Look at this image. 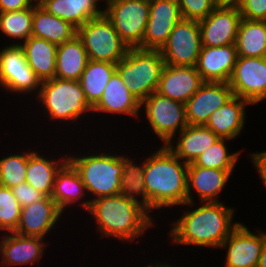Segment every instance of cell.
<instances>
[{"mask_svg": "<svg viewBox=\"0 0 266 267\" xmlns=\"http://www.w3.org/2000/svg\"><path fill=\"white\" fill-rule=\"evenodd\" d=\"M35 100V101H34ZM38 104V105H37ZM33 105V106H31ZM35 106V107H34ZM30 109H33L30 111L25 110L26 114H31V116L33 117V120L36 118L37 120H40V118L37 119V117H39L38 115H40L41 117V122L43 123L47 121L46 123H43L45 125H53L51 127H53V129L55 128L57 131L54 133V135L56 134V136H53V139H62L63 142L65 143V138L69 139V141H73L71 139V137L73 136L75 138V132L77 131L78 138L76 137V140L79 141V144L81 141H83L82 138L85 139H89L87 137L88 133H92V130L89 131L90 126H86V124L88 123H94L93 118V113H92V109L93 107L88 103L85 93L81 87V83L80 81H75V80H64V79H59L57 77L52 78V79H48V80H44L41 81V86H40V90L38 95L33 99V101L31 102V104L29 105ZM36 109V110H35ZM39 109V110H38ZM40 111V112H39ZM42 112V113H41ZM35 113V114H34ZM37 113V115H36ZM43 114V115H42ZM42 117L45 118L42 121ZM87 117V118H86ZM83 118V119H82ZM82 119V120H81ZM86 120V121H85ZM91 121V122H90ZM58 122V123H57ZM86 122V123H85ZM55 123V127L54 124ZM82 123L83 124V128H88L85 129L84 131H82V133L79 134L78 132L82 130ZM59 124V125H58ZM81 124V125H80ZM65 126V127H64ZM71 126V127H68ZM61 127V128H60ZM64 127V129H62ZM77 129H76V128ZM81 127V128H80ZM67 128V130H66ZM70 128V129H69ZM78 129H80L78 131ZM71 130V132L69 131ZM73 130V131H72ZM76 130V131H75ZM60 131V133L58 132ZM63 131V132H61ZM69 132L70 134V138L64 137V135H68V133L66 134L65 132ZM74 132V133H72ZM63 135L64 138H62V136L60 137L59 135ZM73 134V135H71ZM87 137V138H85ZM81 139V141L79 140Z\"/></svg>", "mask_w": 266, "mask_h": 267, "instance_id": "7a4b0ae2", "label": "cell"}, {"mask_svg": "<svg viewBox=\"0 0 266 267\" xmlns=\"http://www.w3.org/2000/svg\"><path fill=\"white\" fill-rule=\"evenodd\" d=\"M182 18L177 0H150L146 30L143 42L138 48L160 50Z\"/></svg>", "mask_w": 266, "mask_h": 267, "instance_id": "d6986e66", "label": "cell"}, {"mask_svg": "<svg viewBox=\"0 0 266 267\" xmlns=\"http://www.w3.org/2000/svg\"><path fill=\"white\" fill-rule=\"evenodd\" d=\"M231 141L227 138H219L209 149L200 154L193 164L208 169H237V164H239L240 157L244 152L240 149H237L238 151L233 150L234 152L231 151V147L229 148L232 145Z\"/></svg>", "mask_w": 266, "mask_h": 267, "instance_id": "e575fe53", "label": "cell"}, {"mask_svg": "<svg viewBox=\"0 0 266 267\" xmlns=\"http://www.w3.org/2000/svg\"><path fill=\"white\" fill-rule=\"evenodd\" d=\"M172 259H174L173 258V256H172V258H170V259H168L167 258V260H165V261H162V260H155L154 258H153V260H152V257H151V259L149 260V261H151L150 263L148 262V264H145V266H143L144 264H142L141 266L142 267H185L184 265L185 264H181L180 266L179 265H177V263H176V261L175 262H173V261H171ZM155 260V261H154ZM154 261V262H153ZM174 263H175V265H174ZM183 265V266H182ZM188 267V266H187ZM190 267V266H189ZM196 267V266H195Z\"/></svg>", "mask_w": 266, "mask_h": 267, "instance_id": "7bdbcfd3", "label": "cell"}, {"mask_svg": "<svg viewBox=\"0 0 266 267\" xmlns=\"http://www.w3.org/2000/svg\"><path fill=\"white\" fill-rule=\"evenodd\" d=\"M258 267H266V230L264 229V245L259 258Z\"/></svg>", "mask_w": 266, "mask_h": 267, "instance_id": "ee69618b", "label": "cell"}, {"mask_svg": "<svg viewBox=\"0 0 266 267\" xmlns=\"http://www.w3.org/2000/svg\"><path fill=\"white\" fill-rule=\"evenodd\" d=\"M184 19L200 21L218 5L216 0H177Z\"/></svg>", "mask_w": 266, "mask_h": 267, "instance_id": "74e56055", "label": "cell"}, {"mask_svg": "<svg viewBox=\"0 0 266 267\" xmlns=\"http://www.w3.org/2000/svg\"><path fill=\"white\" fill-rule=\"evenodd\" d=\"M102 138L104 137L99 138V140L101 139L100 141L96 138V144L92 141H90V144H88L89 142H86V140L83 141V147L78 145V147L80 146V150L73 147V142V149L68 146L69 144H67V149H70L69 152H67L68 161L78 171L82 182L85 185L90 201L100 197L117 195L120 192V182L124 166V149H120L122 146L119 144L122 141H119L116 144L113 142L114 145L119 146L117 148V146H114L109 139L106 141L107 138ZM104 140L107 142V145L102 143V141L105 142ZM108 144L109 146L110 144L112 146L109 147ZM89 145L91 146L89 147ZM107 146L109 149H107ZM83 148L85 150L82 151Z\"/></svg>", "mask_w": 266, "mask_h": 267, "instance_id": "5b68a950", "label": "cell"}, {"mask_svg": "<svg viewBox=\"0 0 266 267\" xmlns=\"http://www.w3.org/2000/svg\"><path fill=\"white\" fill-rule=\"evenodd\" d=\"M204 83L196 66L165 65L156 92L185 104Z\"/></svg>", "mask_w": 266, "mask_h": 267, "instance_id": "603a6c76", "label": "cell"}, {"mask_svg": "<svg viewBox=\"0 0 266 267\" xmlns=\"http://www.w3.org/2000/svg\"><path fill=\"white\" fill-rule=\"evenodd\" d=\"M88 62L89 57L82 40L75 35L57 47L55 77L78 81Z\"/></svg>", "mask_w": 266, "mask_h": 267, "instance_id": "f1b7e54d", "label": "cell"}, {"mask_svg": "<svg viewBox=\"0 0 266 267\" xmlns=\"http://www.w3.org/2000/svg\"><path fill=\"white\" fill-rule=\"evenodd\" d=\"M248 161L251 162L254 170H257L258 179L263 183L264 188L266 189V150L263 151H254L248 152Z\"/></svg>", "mask_w": 266, "mask_h": 267, "instance_id": "60d3db41", "label": "cell"}, {"mask_svg": "<svg viewBox=\"0 0 266 267\" xmlns=\"http://www.w3.org/2000/svg\"><path fill=\"white\" fill-rule=\"evenodd\" d=\"M225 202H186L172 209L167 217L168 242L174 247L192 246V248L219 250L221 244L242 222L235 221L236 206ZM227 205V206H226ZM182 212H181V210ZM184 208V209H183ZM194 208V209H193ZM177 209V212H175ZM179 209V210H178ZM236 211V212H235ZM179 213L180 216H179ZM179 217V218H178ZM176 218V219H175ZM176 245V246H175ZM179 246V247H178ZM204 247V248H203Z\"/></svg>", "mask_w": 266, "mask_h": 267, "instance_id": "6da1fadb", "label": "cell"}, {"mask_svg": "<svg viewBox=\"0 0 266 267\" xmlns=\"http://www.w3.org/2000/svg\"><path fill=\"white\" fill-rule=\"evenodd\" d=\"M40 6L78 28L103 14L104 0H46Z\"/></svg>", "mask_w": 266, "mask_h": 267, "instance_id": "4316f807", "label": "cell"}, {"mask_svg": "<svg viewBox=\"0 0 266 267\" xmlns=\"http://www.w3.org/2000/svg\"><path fill=\"white\" fill-rule=\"evenodd\" d=\"M236 5L242 18L266 21V0H238Z\"/></svg>", "mask_w": 266, "mask_h": 267, "instance_id": "f35d334b", "label": "cell"}, {"mask_svg": "<svg viewBox=\"0 0 266 267\" xmlns=\"http://www.w3.org/2000/svg\"><path fill=\"white\" fill-rule=\"evenodd\" d=\"M234 96L252 106L266 102V57L238 56L228 81Z\"/></svg>", "mask_w": 266, "mask_h": 267, "instance_id": "9a60e30c", "label": "cell"}, {"mask_svg": "<svg viewBox=\"0 0 266 267\" xmlns=\"http://www.w3.org/2000/svg\"><path fill=\"white\" fill-rule=\"evenodd\" d=\"M21 206L12 189L0 185V234L14 232L19 224Z\"/></svg>", "mask_w": 266, "mask_h": 267, "instance_id": "8d00e7d4", "label": "cell"}, {"mask_svg": "<svg viewBox=\"0 0 266 267\" xmlns=\"http://www.w3.org/2000/svg\"><path fill=\"white\" fill-rule=\"evenodd\" d=\"M219 137L206 125H187L166 146L182 161L193 163Z\"/></svg>", "mask_w": 266, "mask_h": 267, "instance_id": "484cf974", "label": "cell"}, {"mask_svg": "<svg viewBox=\"0 0 266 267\" xmlns=\"http://www.w3.org/2000/svg\"><path fill=\"white\" fill-rule=\"evenodd\" d=\"M21 46L29 67L40 81L55 78L57 44L30 36Z\"/></svg>", "mask_w": 266, "mask_h": 267, "instance_id": "83f0119b", "label": "cell"}, {"mask_svg": "<svg viewBox=\"0 0 266 267\" xmlns=\"http://www.w3.org/2000/svg\"><path fill=\"white\" fill-rule=\"evenodd\" d=\"M139 121L166 146L187 125L185 104L154 92L141 102ZM144 109V110H143ZM157 139V140H155Z\"/></svg>", "mask_w": 266, "mask_h": 267, "instance_id": "52a82bcc", "label": "cell"}, {"mask_svg": "<svg viewBox=\"0 0 266 267\" xmlns=\"http://www.w3.org/2000/svg\"><path fill=\"white\" fill-rule=\"evenodd\" d=\"M34 5H41L44 3L46 0H32Z\"/></svg>", "mask_w": 266, "mask_h": 267, "instance_id": "bcb514c9", "label": "cell"}, {"mask_svg": "<svg viewBox=\"0 0 266 267\" xmlns=\"http://www.w3.org/2000/svg\"><path fill=\"white\" fill-rule=\"evenodd\" d=\"M241 18L237 5L219 4L206 18L199 21L202 46L235 44Z\"/></svg>", "mask_w": 266, "mask_h": 267, "instance_id": "ac0fdd59", "label": "cell"}, {"mask_svg": "<svg viewBox=\"0 0 266 267\" xmlns=\"http://www.w3.org/2000/svg\"><path fill=\"white\" fill-rule=\"evenodd\" d=\"M21 207H25L41 200L44 195L30 186L27 182L11 188Z\"/></svg>", "mask_w": 266, "mask_h": 267, "instance_id": "ab89813d", "label": "cell"}, {"mask_svg": "<svg viewBox=\"0 0 266 267\" xmlns=\"http://www.w3.org/2000/svg\"><path fill=\"white\" fill-rule=\"evenodd\" d=\"M3 45L4 46H0L1 94H7L6 99L10 98V95L12 94L15 96L13 99L16 98V95L20 100L25 98L24 103H26L28 100L33 101L40 90V79L29 67L21 45Z\"/></svg>", "mask_w": 266, "mask_h": 267, "instance_id": "ba28073f", "label": "cell"}, {"mask_svg": "<svg viewBox=\"0 0 266 267\" xmlns=\"http://www.w3.org/2000/svg\"><path fill=\"white\" fill-rule=\"evenodd\" d=\"M248 106L252 105L247 100L234 96L213 112L205 125L219 138H227L234 142L244 130L246 131Z\"/></svg>", "mask_w": 266, "mask_h": 267, "instance_id": "cb8c5ba5", "label": "cell"}, {"mask_svg": "<svg viewBox=\"0 0 266 267\" xmlns=\"http://www.w3.org/2000/svg\"><path fill=\"white\" fill-rule=\"evenodd\" d=\"M33 5L32 0H0V12L20 11Z\"/></svg>", "mask_w": 266, "mask_h": 267, "instance_id": "b9f144b4", "label": "cell"}, {"mask_svg": "<svg viewBox=\"0 0 266 267\" xmlns=\"http://www.w3.org/2000/svg\"><path fill=\"white\" fill-rule=\"evenodd\" d=\"M235 171L208 169L195 166L193 163L188 164L187 202H224L220 200L221 194L227 186L229 187L228 183L233 179Z\"/></svg>", "mask_w": 266, "mask_h": 267, "instance_id": "ffe728a7", "label": "cell"}, {"mask_svg": "<svg viewBox=\"0 0 266 267\" xmlns=\"http://www.w3.org/2000/svg\"><path fill=\"white\" fill-rule=\"evenodd\" d=\"M115 71V63L89 60L79 81L86 99L92 107L101 99L104 89Z\"/></svg>", "mask_w": 266, "mask_h": 267, "instance_id": "d6a6232c", "label": "cell"}, {"mask_svg": "<svg viewBox=\"0 0 266 267\" xmlns=\"http://www.w3.org/2000/svg\"><path fill=\"white\" fill-rule=\"evenodd\" d=\"M84 215L91 219L89 224L95 225L90 228H95L100 240L106 238L122 241L118 245L133 244L135 246V243L138 245L141 240H144L142 241L144 244L148 237L146 234L150 233L153 228L155 230L160 223L159 218L156 220L155 215L139 202L120 194L91 201L89 210L85 214L83 212L81 217Z\"/></svg>", "mask_w": 266, "mask_h": 267, "instance_id": "3957f363", "label": "cell"}, {"mask_svg": "<svg viewBox=\"0 0 266 267\" xmlns=\"http://www.w3.org/2000/svg\"><path fill=\"white\" fill-rule=\"evenodd\" d=\"M234 97L226 82H205L185 103L188 125H205L213 112Z\"/></svg>", "mask_w": 266, "mask_h": 267, "instance_id": "7402d4cb", "label": "cell"}, {"mask_svg": "<svg viewBox=\"0 0 266 267\" xmlns=\"http://www.w3.org/2000/svg\"><path fill=\"white\" fill-rule=\"evenodd\" d=\"M77 35V28L70 22L48 13L40 5H33L31 36L43 38L57 45Z\"/></svg>", "mask_w": 266, "mask_h": 267, "instance_id": "4dcf8cb0", "label": "cell"}, {"mask_svg": "<svg viewBox=\"0 0 266 267\" xmlns=\"http://www.w3.org/2000/svg\"><path fill=\"white\" fill-rule=\"evenodd\" d=\"M261 228L252 230L241 222L219 248L226 254L221 253L225 259H221L222 267H258L264 245V230Z\"/></svg>", "mask_w": 266, "mask_h": 267, "instance_id": "7c38bea8", "label": "cell"}, {"mask_svg": "<svg viewBox=\"0 0 266 267\" xmlns=\"http://www.w3.org/2000/svg\"><path fill=\"white\" fill-rule=\"evenodd\" d=\"M152 146L153 150L146 151L149 155L145 154V189L148 210L160 218L161 215L165 216L162 211L167 215L172 208L187 202L188 164L182 162L167 146L160 143L158 147L155 145L156 148Z\"/></svg>", "mask_w": 266, "mask_h": 267, "instance_id": "277c9868", "label": "cell"}, {"mask_svg": "<svg viewBox=\"0 0 266 267\" xmlns=\"http://www.w3.org/2000/svg\"><path fill=\"white\" fill-rule=\"evenodd\" d=\"M38 142L39 141L34 142V140H33V142H32L33 144L37 143L36 144L37 146L35 144L33 145L34 147L32 146L31 141L29 142L30 148L28 147V164H27L26 182L30 186H32L34 189H36L37 191L42 193L44 196H50L51 197V193L53 190V184L55 182L57 172L68 161V155H67L68 149L67 148L65 149V147H67L66 144L68 142H66L65 144L63 143L64 146L63 145L61 146L62 147L61 150H63V151H61L60 153H59V151H57V149L60 150V148H58L59 146L57 145V143L55 144V146H54V144H51L50 145L51 149L47 146V144L46 145L44 144V146H45V149H44V148H41L43 146L41 144H39ZM30 143H31V145H30ZM38 145H40V146H38ZM52 145H53V147H52ZM37 147L41 148V149H38ZM47 148H49V150L52 151V152H50V154H49V152H48L49 150H47ZM52 148H54V149L52 150ZM64 149H65V151H64ZM53 152L57 155H54ZM51 153H53V154H51Z\"/></svg>", "mask_w": 266, "mask_h": 267, "instance_id": "5bb4252c", "label": "cell"}, {"mask_svg": "<svg viewBox=\"0 0 266 267\" xmlns=\"http://www.w3.org/2000/svg\"><path fill=\"white\" fill-rule=\"evenodd\" d=\"M48 242L51 240L21 236L14 232L0 234V267L40 265L50 249L48 245L51 243Z\"/></svg>", "mask_w": 266, "mask_h": 267, "instance_id": "e0dca14e", "label": "cell"}, {"mask_svg": "<svg viewBox=\"0 0 266 267\" xmlns=\"http://www.w3.org/2000/svg\"><path fill=\"white\" fill-rule=\"evenodd\" d=\"M33 6L20 11L0 12V33L8 43L21 45L32 32ZM4 35V36H3Z\"/></svg>", "mask_w": 266, "mask_h": 267, "instance_id": "836d02e7", "label": "cell"}, {"mask_svg": "<svg viewBox=\"0 0 266 267\" xmlns=\"http://www.w3.org/2000/svg\"><path fill=\"white\" fill-rule=\"evenodd\" d=\"M237 57L235 44L221 47L202 46L196 69L205 82L228 83Z\"/></svg>", "mask_w": 266, "mask_h": 267, "instance_id": "d4e9b609", "label": "cell"}, {"mask_svg": "<svg viewBox=\"0 0 266 267\" xmlns=\"http://www.w3.org/2000/svg\"><path fill=\"white\" fill-rule=\"evenodd\" d=\"M219 4L236 5L238 0H216Z\"/></svg>", "mask_w": 266, "mask_h": 267, "instance_id": "f6af8a7d", "label": "cell"}, {"mask_svg": "<svg viewBox=\"0 0 266 267\" xmlns=\"http://www.w3.org/2000/svg\"><path fill=\"white\" fill-rule=\"evenodd\" d=\"M51 198L65 215L69 213L68 218L72 217L70 213L72 214V212H75L71 211L74 207L76 211L80 209V213L83 210L85 213L89 210L91 201L88 197L85 185L78 171L69 161L57 172Z\"/></svg>", "mask_w": 266, "mask_h": 267, "instance_id": "44dd1931", "label": "cell"}, {"mask_svg": "<svg viewBox=\"0 0 266 267\" xmlns=\"http://www.w3.org/2000/svg\"><path fill=\"white\" fill-rule=\"evenodd\" d=\"M150 0H104L103 13L129 48H138L149 18Z\"/></svg>", "mask_w": 266, "mask_h": 267, "instance_id": "30bf717a", "label": "cell"}, {"mask_svg": "<svg viewBox=\"0 0 266 267\" xmlns=\"http://www.w3.org/2000/svg\"><path fill=\"white\" fill-rule=\"evenodd\" d=\"M201 48L199 21L182 18L159 51L166 65L196 66Z\"/></svg>", "mask_w": 266, "mask_h": 267, "instance_id": "4fadbf2b", "label": "cell"}, {"mask_svg": "<svg viewBox=\"0 0 266 267\" xmlns=\"http://www.w3.org/2000/svg\"><path fill=\"white\" fill-rule=\"evenodd\" d=\"M235 45L238 56L266 57V21L241 18Z\"/></svg>", "mask_w": 266, "mask_h": 267, "instance_id": "1f68e13d", "label": "cell"}, {"mask_svg": "<svg viewBox=\"0 0 266 267\" xmlns=\"http://www.w3.org/2000/svg\"><path fill=\"white\" fill-rule=\"evenodd\" d=\"M140 105H141V102L138 101L131 94V92L128 90L126 84L124 83V81L122 80V78L120 77L118 72L115 71L114 74L112 75V77L110 78V81L106 85L101 99L92 109L93 117L95 116L94 117L95 118L94 124L96 126L94 124H92V125H93V127H96L97 129L100 128L98 130H101L103 134L104 133L107 134V132H108L107 130L109 129V127H107V125L110 124L109 122L111 121V119L109 120L106 118L107 115H108L107 117H109V118L115 116V117H113V118H115V119H113L114 121L115 120L118 121L119 119H117V118L123 117V120L125 119L123 122L126 121L125 123L129 122L126 120L127 117H133L134 120L132 119L131 121H133V122L135 121V124H136V122L138 121V119L140 117V110H141ZM96 117H98L97 120H100L102 122L97 121V123H95ZM103 122H105V124H107L105 126L107 129L104 132H103V130L105 127L103 126L104 125ZM98 123H99V125H98ZM100 124H101V126H100ZM98 126H100V127H98Z\"/></svg>", "mask_w": 266, "mask_h": 267, "instance_id": "8fae6325", "label": "cell"}, {"mask_svg": "<svg viewBox=\"0 0 266 267\" xmlns=\"http://www.w3.org/2000/svg\"><path fill=\"white\" fill-rule=\"evenodd\" d=\"M166 63L159 50L130 48L116 64V71L140 102L157 90Z\"/></svg>", "mask_w": 266, "mask_h": 267, "instance_id": "8992f818", "label": "cell"}, {"mask_svg": "<svg viewBox=\"0 0 266 267\" xmlns=\"http://www.w3.org/2000/svg\"><path fill=\"white\" fill-rule=\"evenodd\" d=\"M89 60L117 64L130 49L103 13L77 28Z\"/></svg>", "mask_w": 266, "mask_h": 267, "instance_id": "9c48e42d", "label": "cell"}, {"mask_svg": "<svg viewBox=\"0 0 266 267\" xmlns=\"http://www.w3.org/2000/svg\"><path fill=\"white\" fill-rule=\"evenodd\" d=\"M27 140L28 142L25 147L24 145L19 146L20 143H18L17 146L21 148H17L16 150V147H14L15 149L8 151L9 153L7 151L6 153L3 151L4 155H0L1 186L8 187L11 189L17 186L18 184L26 182L29 139Z\"/></svg>", "mask_w": 266, "mask_h": 267, "instance_id": "d590c367", "label": "cell"}, {"mask_svg": "<svg viewBox=\"0 0 266 267\" xmlns=\"http://www.w3.org/2000/svg\"><path fill=\"white\" fill-rule=\"evenodd\" d=\"M63 217V218H62ZM65 214L57 206L56 202L50 196H44L25 207H21L20 221L14 233L27 236L47 239L50 234L56 231V227L64 223ZM53 230V231H52Z\"/></svg>", "mask_w": 266, "mask_h": 267, "instance_id": "2e32d148", "label": "cell"}, {"mask_svg": "<svg viewBox=\"0 0 266 267\" xmlns=\"http://www.w3.org/2000/svg\"><path fill=\"white\" fill-rule=\"evenodd\" d=\"M134 149L136 150L135 147L133 149H129V153L131 155H129L128 149L124 150V166L121 176L119 194L125 198L139 202L148 209V197L145 189L144 177L145 155H142L140 158L139 156L135 157L133 155L135 153L132 151ZM130 150L133 153L130 152Z\"/></svg>", "mask_w": 266, "mask_h": 267, "instance_id": "f546056e", "label": "cell"}]
</instances>
